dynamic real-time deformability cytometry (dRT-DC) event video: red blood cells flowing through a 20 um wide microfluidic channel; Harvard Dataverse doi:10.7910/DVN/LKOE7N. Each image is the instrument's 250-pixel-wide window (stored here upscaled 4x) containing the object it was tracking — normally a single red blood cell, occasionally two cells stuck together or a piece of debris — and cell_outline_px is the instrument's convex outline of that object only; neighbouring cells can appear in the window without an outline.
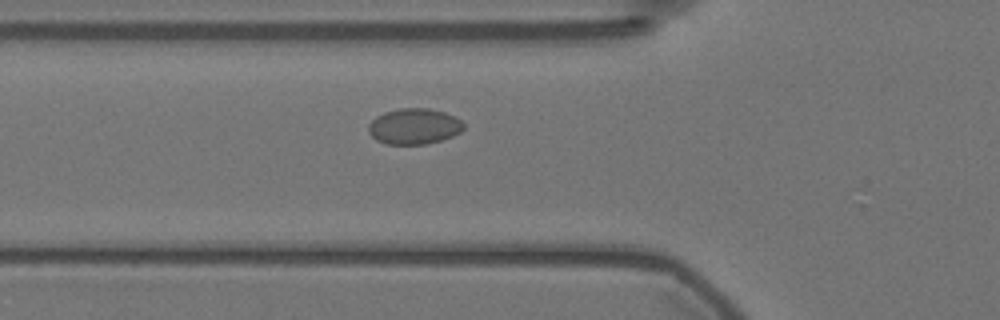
{"species": "Egyptian fruit bat (a non-hibernating species)", "species_latin": "Rousettus aegyptiacus", "temperature_condition": "warm", "stored_images_in_passage": 18, "camera_frame_rate_fps": 3000, "um_per_image_px": 0.085, "animal": {"sex": "female"}, "frame": {"image": 1, "passage_image": 2, "time_ms": 0.333, "image_size_px": [1000, 320], "cell_outline_px": [[464, 128], [460, 132], [452, 136], [440, 140], [424, 144], [384, 144], [376, 140], [368, 132], [368, 124], [376, 116], [384, 112], [400, 108], [428, 108], [444, 112], [456, 116], [464, 124]], "centroid_in_image_um": [35.18, 10.73], "position_along_channel_um": 90.6, "area_um2": 19.94}}
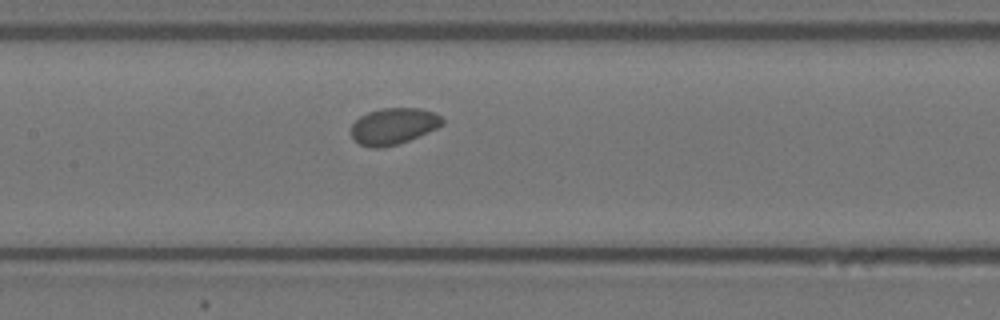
{"frame": {"image": 2, "passage_image": 9, "time_ms": 2.667, "image_size_px": [1000, 320], "cell_outline_px": [[444, 124], [436, 128], [408, 140], [384, 148], [372, 148], [360, 144], [352, 136], [352, 124], [360, 116], [368, 112], [380, 108], [420, 108], [436, 112], [444, 120]], "centroid_in_image_um": [33.46, 10.71], "position_along_channel_um": 173.9, "area_um2": 19.25}}
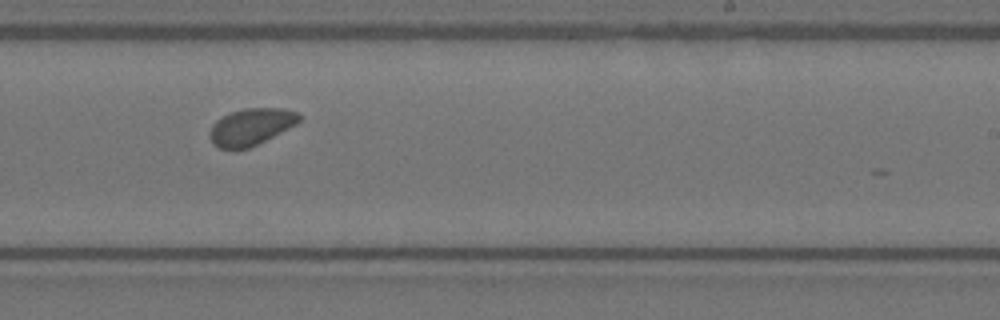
{"frame": {"image": 3, "passage_image": 17, "time_ms": 5.333, "image_size_px": [1000, 320], "cell_outline_px": [[304, 116], [296, 124], [248, 148], [220, 148], [212, 144], [208, 136], [208, 132], [212, 124], [216, 120], [232, 112], [244, 108], [284, 108], [300, 112]], "centroid_in_image_um": [21.34, 10.75], "position_along_channel_um": 267.7, "area_um2": 19.13}}